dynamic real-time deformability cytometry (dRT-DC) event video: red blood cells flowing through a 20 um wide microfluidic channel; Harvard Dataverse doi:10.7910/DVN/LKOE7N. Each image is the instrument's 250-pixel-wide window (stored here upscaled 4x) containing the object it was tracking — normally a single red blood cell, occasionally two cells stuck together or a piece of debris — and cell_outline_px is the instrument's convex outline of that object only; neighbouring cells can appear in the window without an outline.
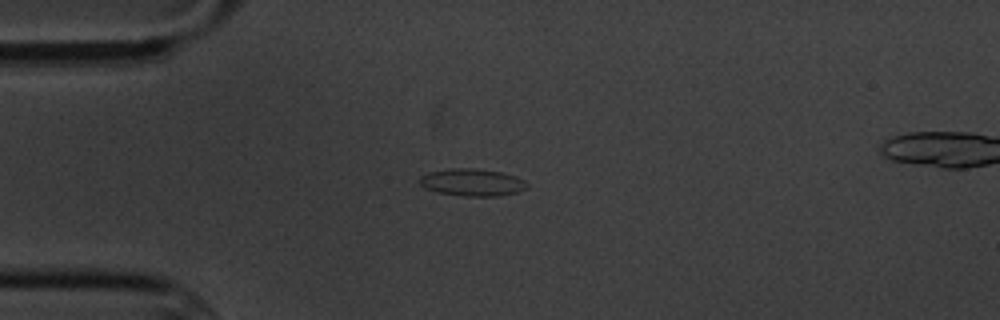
{"species": "common noctule bat (a hibernating species)", "species_latin": "Nyctalus noctula", "temperature_condition": "cold", "stored_images_in_passage": 7, "camera_frame_rate_fps": 3000, "um_per_image_px": 0.085, "animal": {"sex": "male", "body_mass_g": 20.1, "forearm_length_mm": 53.5}, "frame": {"image": 1, "passage_image": 5, "time_ms": 4.667, "image_size_px": [1000, 320], "cell_outline_px": [[528, 184], [524, 188], [516, 192], [496, 196], [464, 196], [440, 192], [424, 188], [420, 184], [420, 176], [428, 172], [452, 168], [472, 168], [500, 172], [516, 176], [524, 180]], "centroid_in_image_um": [40.11, 15.49], "position_along_channel_um": 44.9, "area_um2": 16.82}}